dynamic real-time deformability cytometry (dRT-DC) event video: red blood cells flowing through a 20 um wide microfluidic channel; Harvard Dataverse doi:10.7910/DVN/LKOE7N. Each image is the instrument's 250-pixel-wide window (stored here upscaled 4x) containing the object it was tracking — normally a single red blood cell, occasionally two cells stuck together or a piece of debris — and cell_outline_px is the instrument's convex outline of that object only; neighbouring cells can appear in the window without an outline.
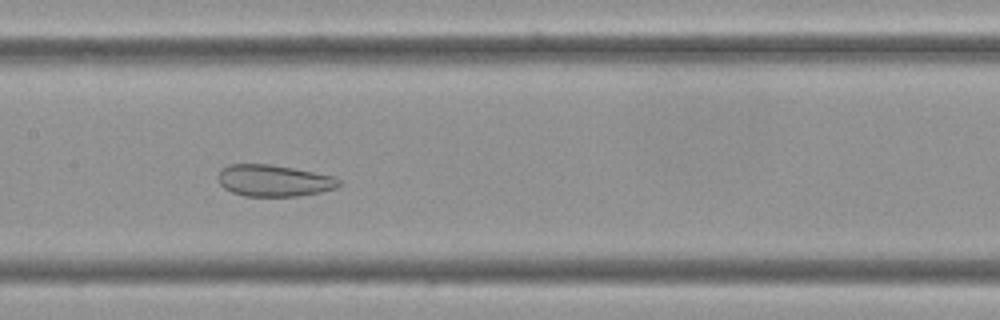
{"species": "Egyptian fruit bat (a non-hibernating species)", "species_latin": "Rousettus aegyptiacus", "temperature_condition": "cold", "stored_images_in_passage": 58, "camera_frame_rate_fps": 3000, "um_per_image_px": 0.085, "frame": {"image": 1, "passage_image": 28, "time_ms": 9.0, "image_size_px": [1000, 320], "cell_outline_px": [[344, 184], [336, 188], [320, 192], [296, 196], [244, 196], [232, 192], [224, 188], [220, 184], [220, 168], [228, 164], [268, 164], [292, 168], [336, 176]], "centroid_in_image_um": [23.32, 15.35], "position_along_channel_um": 184.1, "area_um2": 22.31}}
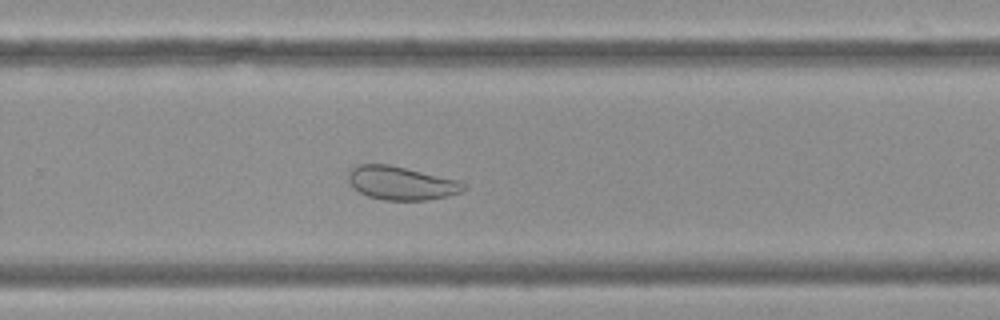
{"frame": {"image": 2, "passage_image": 38, "time_ms": 12.333, "image_size_px": [1000, 320], "cell_outline_px": [[468, 188], [460, 192], [448, 196], [428, 200], [380, 200], [368, 196], [352, 188], [348, 180], [348, 172], [352, 168], [360, 164], [388, 164], [456, 180], [468, 184]], "centroid_in_image_um": [34.09, 15.58], "position_along_channel_um": 295.7, "area_um2": 22.48}}
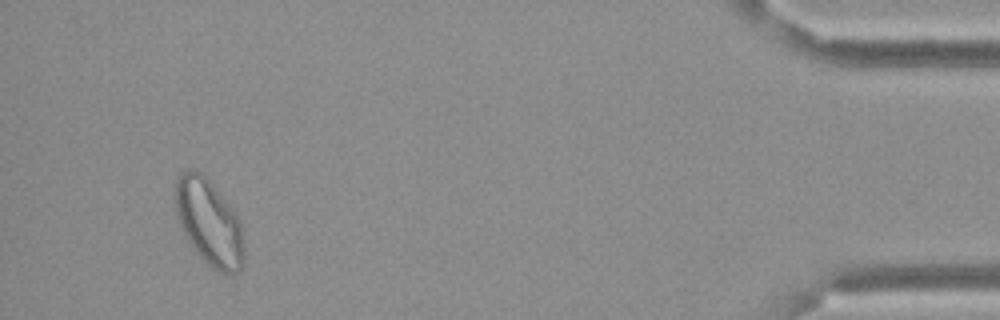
{"frame": {"image": 3, "passage_image": 55, "time_ms": 18.0, "image_size_px": [1000, 320], "cell_outline_px": [[244, 268], [240, 272], [232, 276], [228, 276], [216, 272], [196, 252], [188, 240], [180, 224], [176, 212], [176, 180], [180, 172], [188, 168], [196, 168], [212, 184], [240, 220], [244, 244]], "centroid_in_image_um": [17.81, 18.97], "position_along_channel_um": 417.4, "area_um2": 34.62}}